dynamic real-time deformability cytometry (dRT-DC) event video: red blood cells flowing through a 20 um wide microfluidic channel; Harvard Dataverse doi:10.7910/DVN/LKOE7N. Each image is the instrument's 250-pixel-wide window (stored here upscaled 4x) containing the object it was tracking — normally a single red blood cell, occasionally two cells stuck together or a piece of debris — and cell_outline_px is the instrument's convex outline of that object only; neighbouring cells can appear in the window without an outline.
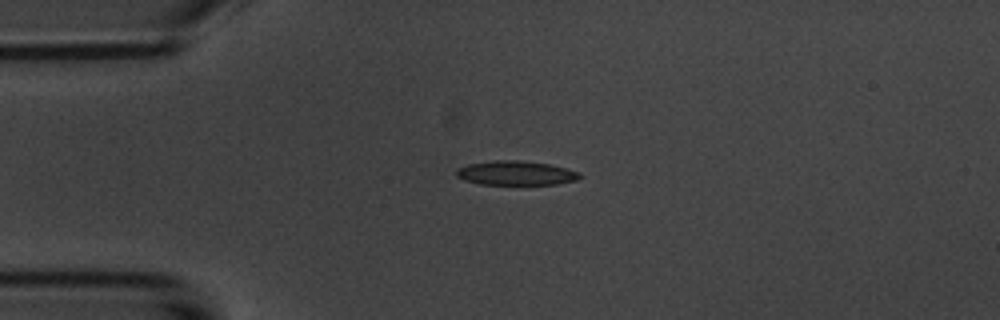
{"species": "common noctule bat (a hibernating species)", "species_latin": "Nyctalus noctula", "temperature_condition": "room temperature", "stored_images_in_passage": 8, "camera_frame_rate_fps": 3000, "um_per_image_px": 0.085, "animal": {"sex": "male", "body_mass_g": 20.1, "forearm_length_mm": 53.5}, "frame": {"image": 1, "passage_image": 2, "time_ms": 1.0, "image_size_px": [1000, 320], "cell_outline_px": [[584, 176], [576, 180], [556, 184], [480, 184], [464, 180], [456, 176], [456, 168], [468, 164], [496, 160], [520, 160], [548, 164], [568, 168], [580, 172]], "centroid_in_image_um": [43.87, 14.7], "position_along_channel_um": 41.1, "area_um2": 17.51}}
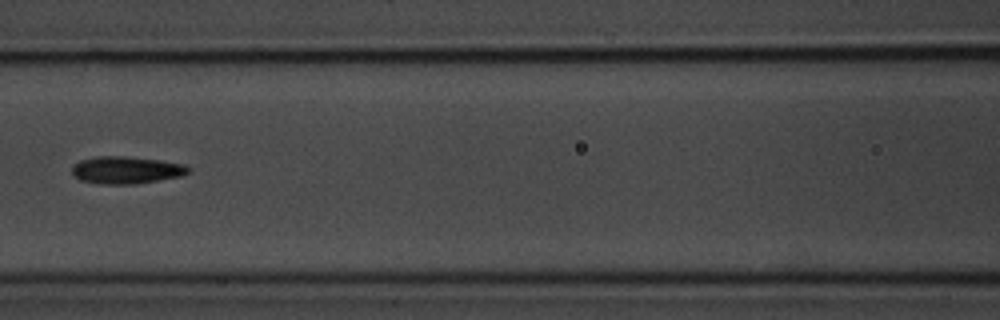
{"frame": {"image": 2, "passage_image": 5, "time_ms": 4.667, "image_size_px": [1000, 320], "cell_outline_px": [[192, 168], [188, 172], [180, 176], [136, 184], [96, 184], [80, 180], [72, 176], [72, 168], [80, 160], [96, 156], [124, 156], [160, 160], [184, 164]], "centroid_in_image_um": [10.71, 14.46], "position_along_channel_um": 155.9, "area_um2": 18.61}}
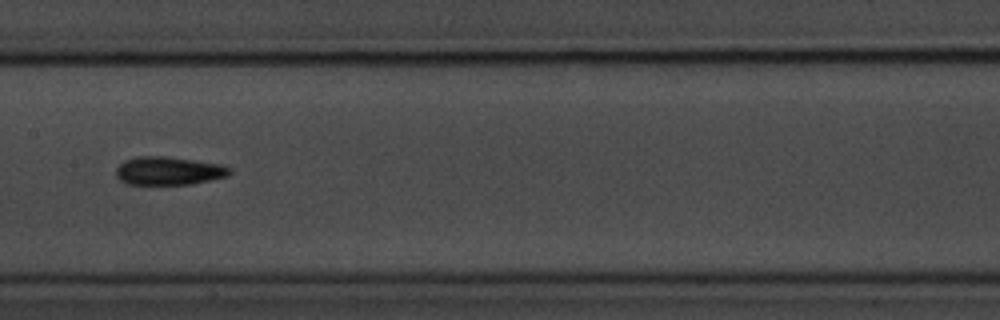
{"frame": {"image": 3, "passage_image": 6, "time_ms": 5.667, "image_size_px": [1000, 320], "cell_outline_px": [[232, 172], [228, 176], [192, 184], [128, 184], [120, 180], [116, 176], [116, 168], [124, 160], [136, 156], [164, 156], [196, 160], [220, 164], [232, 168]], "centroid_in_image_um": [14.35, 14.51], "position_along_channel_um": 193.1, "area_um2": 18.84}}